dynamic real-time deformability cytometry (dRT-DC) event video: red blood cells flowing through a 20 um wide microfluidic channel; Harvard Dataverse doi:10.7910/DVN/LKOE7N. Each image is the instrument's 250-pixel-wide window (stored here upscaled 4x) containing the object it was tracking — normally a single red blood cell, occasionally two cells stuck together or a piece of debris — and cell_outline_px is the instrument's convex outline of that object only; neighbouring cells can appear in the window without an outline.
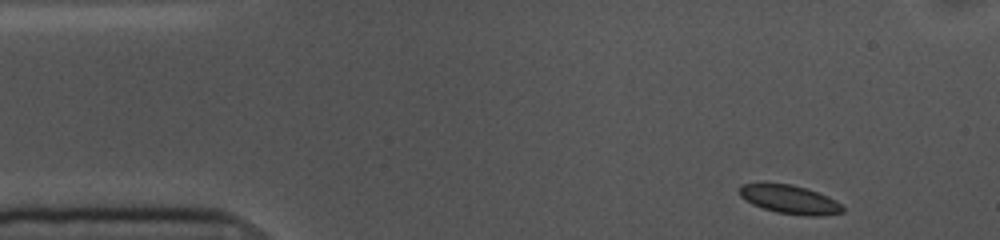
{"species": "common noctule bat (a hibernating species)", "species_latin": "Nyctalus noctula", "temperature_condition": "cold", "stored_images_in_passage": 51, "camera_frame_rate_fps": 3000, "um_per_image_px": 0.085, "animal": {"sex": "female", "body_mass_g": 10.0, "forearm_length_mm": 53.1}, "frame": {"image": 1, "passage_image": 1, "time_ms": 0.0, "image_size_px": [1000, 240], "cell_outline_px": [[844, 212], [824, 216], [808, 216], [776, 212], [752, 204], [744, 200], [740, 196], [740, 184], [764, 180], [792, 184], [828, 196], [836, 200], [844, 208]], "centroid_in_image_um": [67.07, 16.91], "position_along_channel_um": 17.9, "area_um2": 17.8}}
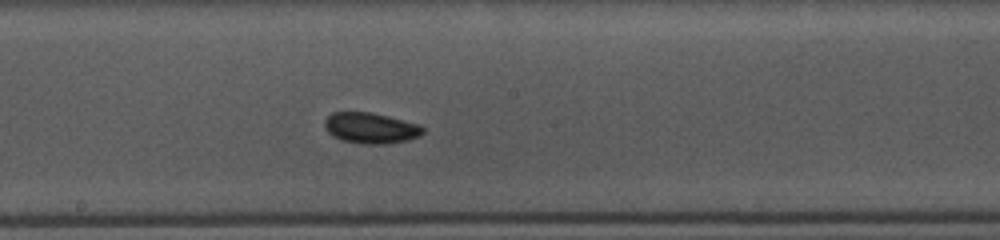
{"frame": {"image": 2, "passage_image": 24, "time_ms": 7.667, "image_size_px": [1000, 240], "cell_outline_px": [[424, 132], [420, 136], [408, 140], [388, 144], [364, 144], [340, 140], [332, 136], [324, 128], [324, 120], [332, 112], [372, 112], [420, 124], [424, 128]], "centroid_in_image_um": [31.51, 10.89], "position_along_channel_um": 216.7, "area_um2": 17.92}}
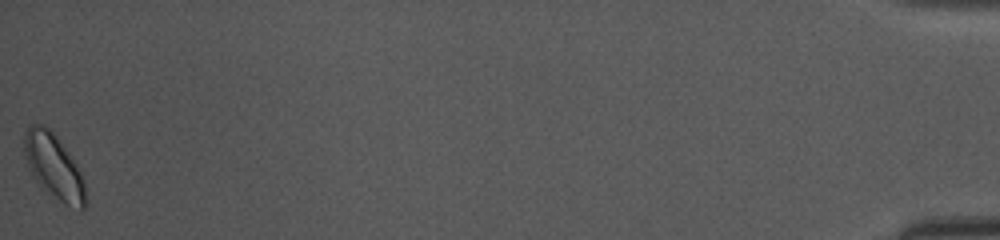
{"frame": {"image": 3, "passage_image": 51, "time_ms": 16.667, "image_size_px": [1000, 240], "cell_outline_px": [[84, 208], [80, 212], [64, 204], [44, 188], [36, 180], [28, 168], [24, 152], [24, 132], [28, 124], [44, 124], [56, 136], [68, 152], [76, 164], [84, 180]], "centroid_in_image_um": [4.55, 14.12], "position_along_channel_um": 430.6, "area_um2": 22.89}, "authors_computed_cell_mechanics": {"area_um2": 17.1088, "velocity_mm_per_s": 3.5312, "shape_relaxation_time_tau1_ms": 4.2176, "shape_relaxation_time_tau2_ms": null, "deformation_change_tau1": 0.0474, "deformation_change_tau2": null}}